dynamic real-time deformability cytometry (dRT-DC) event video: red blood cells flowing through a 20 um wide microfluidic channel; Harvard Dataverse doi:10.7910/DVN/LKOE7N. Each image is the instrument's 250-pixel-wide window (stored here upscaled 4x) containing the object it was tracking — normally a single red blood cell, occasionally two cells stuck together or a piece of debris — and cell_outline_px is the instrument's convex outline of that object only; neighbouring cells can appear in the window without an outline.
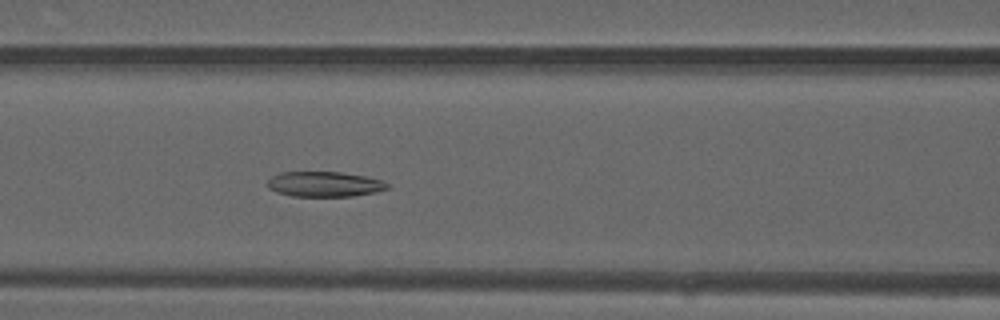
{"species": "common noctule bat (a hibernating species)", "species_latin": "Nyctalus noctula", "temperature_condition": "warm", "stored_images_in_passage": 51, "camera_frame_rate_fps": 3000, "um_per_image_px": 0.085, "animal": {"sex": "male", "forearm_length_mm": 52.5}, "frame": {"image": 1, "passage_image": 22, "time_ms": 7.0, "image_size_px": [1000, 320], "cell_outline_px": [[388, 188], [376, 192], [352, 196], [292, 196], [276, 192], [268, 188], [268, 180], [272, 176], [280, 172], [340, 172], [364, 176], [380, 180], [388, 184]], "centroid_in_image_um": [27.54, 15.65], "position_along_channel_um": 139.1, "area_um2": 17.46}}
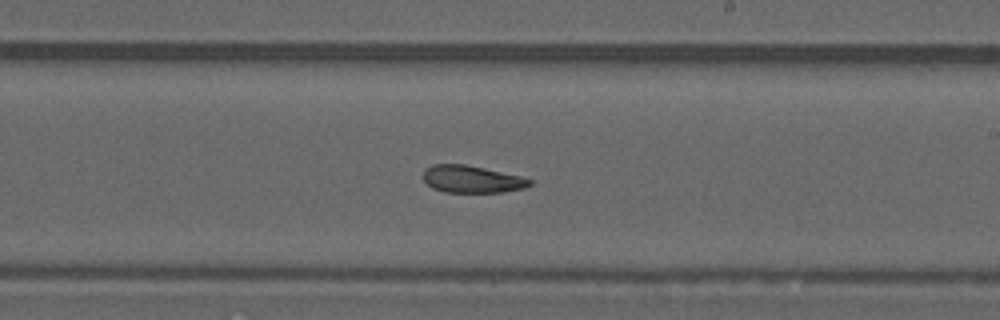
{"frame": {"image": 2, "passage_image": 30, "time_ms": 9.667, "image_size_px": [1000, 320], "cell_outline_px": [[532, 184], [524, 188], [504, 192], [444, 192], [432, 188], [424, 180], [424, 168], [432, 164], [464, 164], [484, 168], [520, 176], [532, 180]], "centroid_in_image_um": [40.09, 15.23], "position_along_channel_um": 248.9, "area_um2": 16.88}}
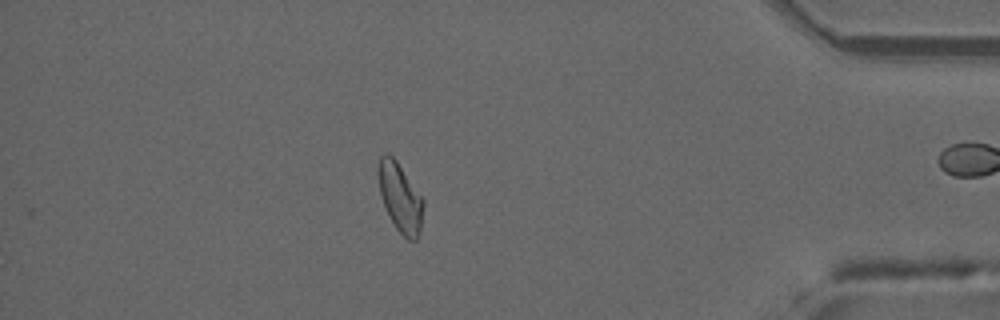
{"frame": {"image": 3, "passage_image": 44, "time_ms": 14.333, "image_size_px": [1000, 320], "cell_outline_px": [[424, 204], [420, 228], [416, 240], [408, 240], [396, 228], [380, 196], [376, 168], [380, 156], [388, 152], [396, 160], [424, 200]], "centroid_in_image_um": [33.98, 16.74], "position_along_channel_um": 401.2, "area_um2": 17.92}, "authors_computed_cell_mechanics": {"area_um2": 18.4382, "velocity_mm_per_s": 4.1457, "shape_relaxation_time_tau1_ms": null, "shape_relaxation_time_tau2_ms": 6.4556, "deformation_change_tau1": null, "deformation_change_tau2": 0.1662}}